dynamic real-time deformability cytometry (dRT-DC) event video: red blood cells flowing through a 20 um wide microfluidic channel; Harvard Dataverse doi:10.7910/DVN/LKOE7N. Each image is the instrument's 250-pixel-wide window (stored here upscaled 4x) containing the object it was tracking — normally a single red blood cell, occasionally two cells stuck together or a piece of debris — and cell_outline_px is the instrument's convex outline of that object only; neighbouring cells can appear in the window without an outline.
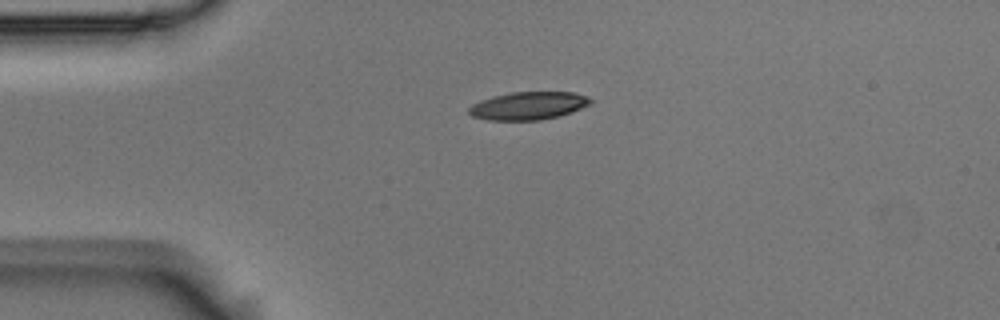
{"species": "Egyptian fruit bat (a non-hibernating species)", "species_latin": "Rousettus aegyptiacus", "temperature_condition": "room temperature", "stored_images_in_passage": 1, "camera_frame_rate_fps": 3000, "um_per_image_px": 0.085, "animal": {"sex": "male"}, "frame": {"image": 1, "passage_image": 1, "time_ms": 0.0, "image_size_px": [1000, 320], "cell_outline_px": [[592, 104], [572, 112], [560, 116], [540, 120], [488, 120], [472, 116], [468, 112], [468, 108], [472, 104], [480, 100], [492, 96], [512, 92], [576, 92], [588, 96], [592, 100]], "centroid_in_image_um": [44.93, 8.98], "position_along_channel_um": 40.1, "area_um2": 20.0}}